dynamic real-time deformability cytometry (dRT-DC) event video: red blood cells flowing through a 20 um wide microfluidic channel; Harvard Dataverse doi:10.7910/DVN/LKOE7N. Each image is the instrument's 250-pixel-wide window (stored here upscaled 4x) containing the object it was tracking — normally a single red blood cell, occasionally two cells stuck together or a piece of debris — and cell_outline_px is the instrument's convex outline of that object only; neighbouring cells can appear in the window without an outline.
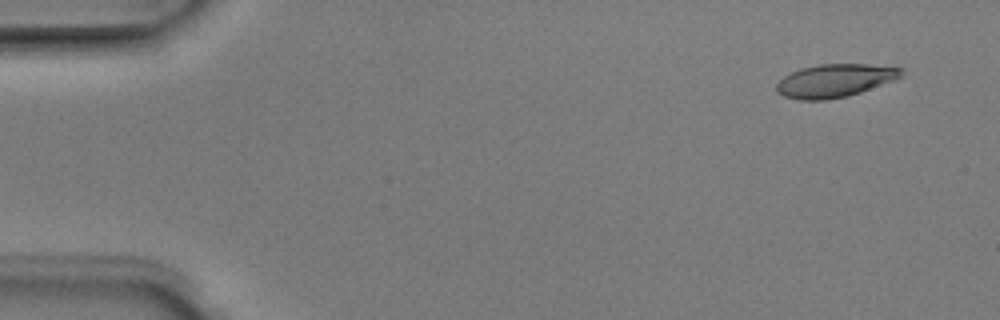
{"species": "Egyptian fruit bat (a non-hibernating species)", "species_latin": "Rousettus aegyptiacus", "temperature_condition": "room temperature", "stored_images_in_passage": 4, "camera_frame_rate_fps": 3000, "um_per_image_px": 0.085, "animal": {"sex": "male"}, "frame": {"image": 1, "passage_image": 1, "time_ms": 0.0, "image_size_px": [1000, 320], "cell_outline_px": [[904, 68], [900, 76], [896, 80], [848, 96], [824, 100], [800, 100], [784, 96], [776, 92], [776, 84], [784, 76], [800, 68], [820, 64], [868, 64]], "centroid_in_image_um": [70.96, 6.85], "position_along_channel_um": 14.0, "area_um2": 24.1}}
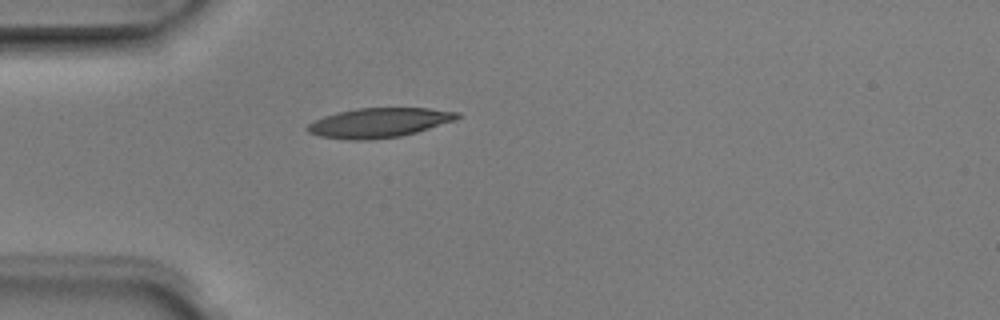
{"frame": {"image": 2, "passage_image": 4, "time_ms": 1.0, "image_size_px": [1000, 320], "cell_outline_px": [[460, 116], [456, 120], [416, 132], [400, 136], [368, 140], [348, 140], [320, 136], [308, 132], [304, 128], [308, 124], [324, 116], [336, 112], [360, 108], [428, 108], [460, 112]], "centroid_in_image_um": [32.21, 10.43], "position_along_channel_um": 52.8, "area_um2": 25.78}}